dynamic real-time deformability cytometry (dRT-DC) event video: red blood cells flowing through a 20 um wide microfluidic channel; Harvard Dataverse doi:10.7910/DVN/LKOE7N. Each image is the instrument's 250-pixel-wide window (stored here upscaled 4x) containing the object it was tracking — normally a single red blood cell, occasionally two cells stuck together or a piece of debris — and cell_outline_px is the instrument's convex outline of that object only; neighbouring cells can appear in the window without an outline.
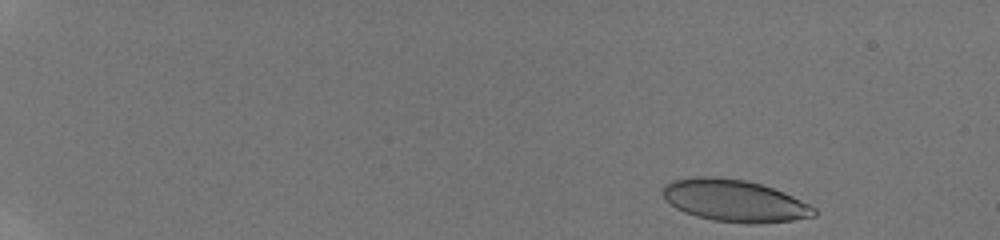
{"species": "human", "species_latin": "Homo sapiens", "temperature_condition": "room temperature", "stored_images_in_passage": 17, "camera_frame_rate_fps": 3000, "um_per_image_px": 0.085, "donor": {"sex": "male"}, "frame": {"image": 1, "passage_image": 1, "time_ms": 0.0, "image_size_px": [1000, 240], "cell_outline_px": [[816, 216], [792, 220], [760, 224], [748, 224], [712, 220], [696, 216], [684, 212], [676, 208], [664, 200], [660, 192], [664, 184], [672, 180], [700, 176], [712, 176], [744, 180], [760, 184], [784, 192], [816, 208]], "centroid_in_image_um": [62.39, 17.06], "position_along_channel_um": 22.6, "area_um2": 37.28}}
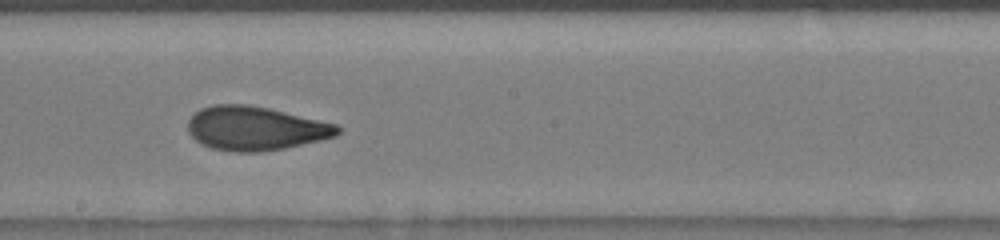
{"frame": {"image": 2, "passage_image": 10, "time_ms": 9.0, "image_size_px": [1000, 240], "cell_outline_px": [[340, 132], [336, 136], [320, 140], [284, 148], [260, 152], [232, 152], [212, 148], [200, 144], [188, 132], [188, 120], [200, 108], [212, 104], [248, 104], [268, 108], [336, 124], [340, 128]], "centroid_in_image_um": [21.67, 10.91], "position_along_channel_um": 226.5, "area_um2": 38.26}}
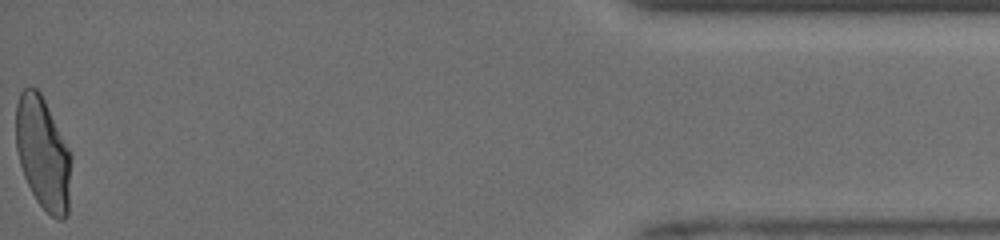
{"frame": {"image": 3, "passage_image": 17, "time_ms": 15.667, "image_size_px": [1000, 240], "cell_outline_px": [[72, 156], [68, 216], [64, 220], [56, 220], [36, 200], [24, 176], [20, 164], [16, 148], [16, 104], [20, 92], [24, 88], [36, 88], [40, 92]], "centroid_in_image_um": [3.66, 13.07], "position_along_channel_um": 431.5, "area_um2": 36.13}, "authors_computed_cell_mechanics": {"area_um2": 37.2232, "velocity_mm_per_s": 4.085, "shape_relaxation_time_tau1_ms": 3.8298, "shape_relaxation_time_tau2_ms": 0.8923, "deformation_change_tau1": 0.1503, "deformation_change_tau2": 0.0684}}